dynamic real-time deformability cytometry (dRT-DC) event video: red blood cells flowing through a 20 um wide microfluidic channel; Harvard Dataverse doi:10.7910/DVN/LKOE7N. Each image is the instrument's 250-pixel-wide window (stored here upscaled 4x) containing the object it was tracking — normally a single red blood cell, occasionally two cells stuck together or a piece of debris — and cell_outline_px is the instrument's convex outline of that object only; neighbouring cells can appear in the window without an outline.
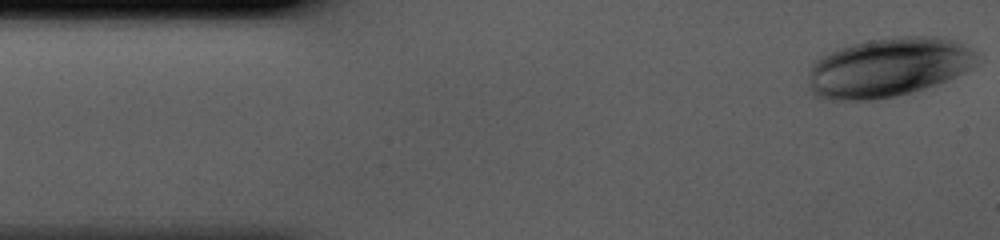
{"species": "human", "species_latin": "Homo sapiens", "temperature_condition": "cold", "stored_images_in_passage": 37, "camera_frame_rate_fps": 3000, "um_per_image_px": 0.085, "donor": {"sex": "male"}, "frame": {"image": 1, "passage_image": 1, "time_ms": 0.0, "image_size_px": [1000, 240], "cell_outline_px": [[976, 64], [972, 68], [948, 80], [924, 88], [896, 96], [872, 100], [824, 100], [812, 96], [808, 88], [808, 72], [812, 64], [816, 60], [828, 52], [852, 44], [892, 36], [932, 36], [952, 40], [964, 44], [976, 56]], "centroid_in_image_um": [75.44, 5.74], "position_along_channel_um": 9.6, "area_um2": 58.38}}
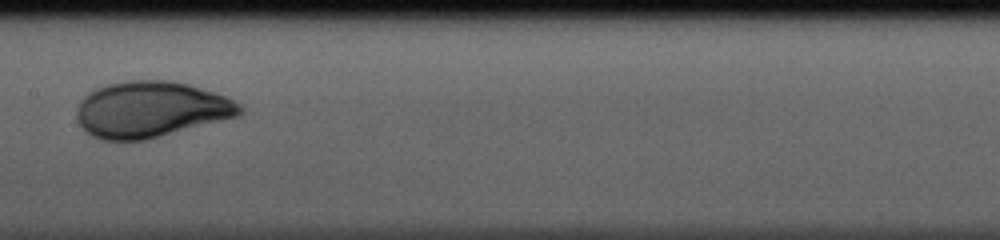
{"frame": {"image": 2, "passage_image": 20, "time_ms": 6.333, "image_size_px": [1000, 240], "cell_outline_px": [[244, 112], [240, 116], [144, 140], [100, 140], [92, 136], [76, 120], [76, 108], [84, 96], [88, 92], [96, 88], [108, 84], [128, 80], [172, 80], [188, 84], [224, 96], [240, 104], [244, 108]], "centroid_in_image_um": [12.81, 9.3], "position_along_channel_um": 194.6, "area_um2": 53.29}}
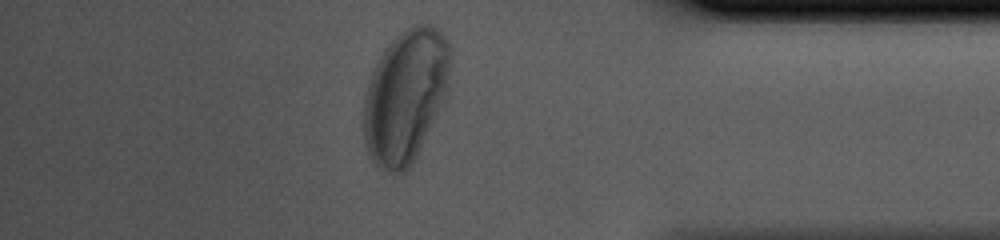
{"frame": {"image": 3, "passage_image": 36, "time_ms": 11.667, "image_size_px": [1000, 240], "cell_outline_px": [[448, 64], [444, 92], [436, 112], [416, 156], [412, 164], [404, 172], [392, 172], [376, 168], [372, 164], [368, 156], [364, 144], [364, 96], [372, 72], [380, 56], [388, 44], [404, 28], [412, 24], [428, 24], [436, 28], [448, 40]], "centroid_in_image_um": [34.37, 8.18], "position_along_channel_um": 400.8, "area_um2": 65.83}}